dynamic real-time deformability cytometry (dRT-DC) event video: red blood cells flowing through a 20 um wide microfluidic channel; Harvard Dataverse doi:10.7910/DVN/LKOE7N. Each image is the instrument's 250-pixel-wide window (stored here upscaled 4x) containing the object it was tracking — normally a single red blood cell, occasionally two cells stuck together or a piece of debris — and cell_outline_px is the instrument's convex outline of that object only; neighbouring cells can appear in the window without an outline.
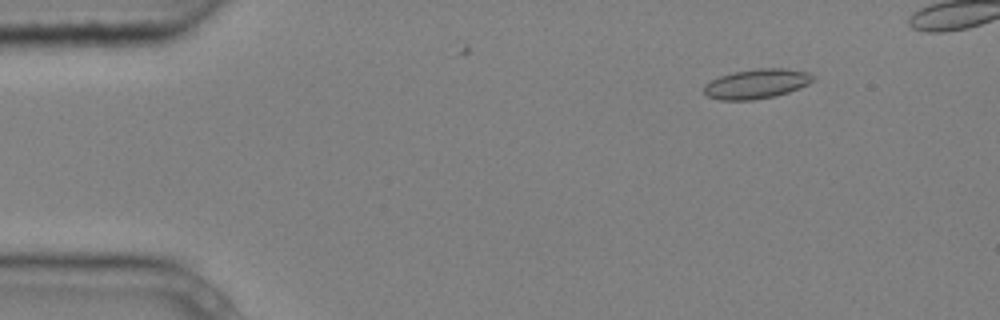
{"species": "common noctule bat (a hibernating species)", "species_latin": "Nyctalus noctula", "temperature_condition": "cold", "stored_images_in_passage": 4, "camera_frame_rate_fps": 3000, "um_per_image_px": 0.085, "animal": {"sex": "male", "body_mass_g": 20.4}, "frame": {"image": 1, "passage_image": 2, "time_ms": 0.333, "image_size_px": [1000, 320], "cell_outline_px": [[816, 80], [808, 84], [788, 92], [776, 96], [752, 100], [720, 100], [708, 96], [704, 92], [704, 84], [720, 76], [736, 72], [760, 68], [784, 68], [808, 72], [816, 76]], "centroid_in_image_um": [64.35, 7.12], "position_along_channel_um": 20.6, "area_um2": 18.79}}
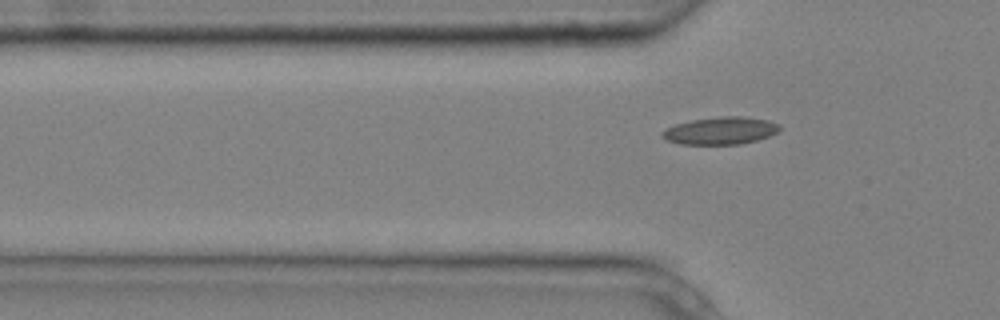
{"frame": {"image": 2, "passage_image": 4, "time_ms": 1.0, "image_size_px": [1000, 320], "cell_outline_px": [[780, 132], [756, 140], [740, 144], [680, 144], [664, 140], [660, 136], [660, 132], [676, 124], [692, 120], [720, 116], [744, 116], [768, 120], [780, 124]], "centroid_in_image_um": [61.24, 11.11], "position_along_channel_um": 64.6, "area_um2": 18.9}}